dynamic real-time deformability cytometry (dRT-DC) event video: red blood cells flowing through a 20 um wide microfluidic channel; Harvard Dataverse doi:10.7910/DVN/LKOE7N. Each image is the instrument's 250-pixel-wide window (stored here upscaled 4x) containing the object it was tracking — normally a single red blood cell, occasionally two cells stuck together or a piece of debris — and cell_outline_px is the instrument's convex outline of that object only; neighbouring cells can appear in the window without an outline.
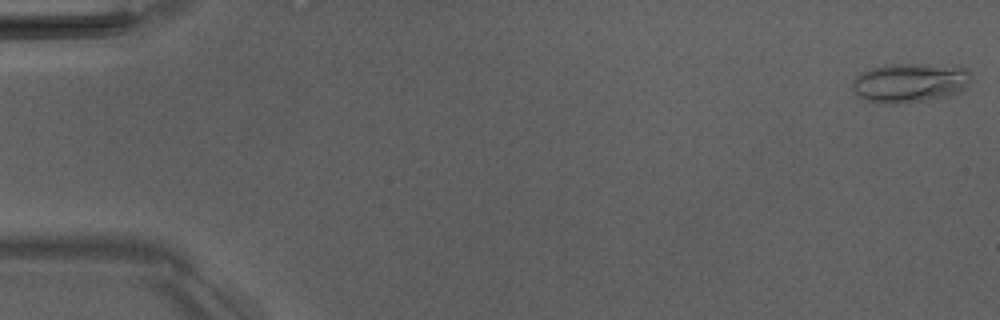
{"species": "Egyptian fruit bat (a non-hibernating species)", "species_latin": "Rousettus aegyptiacus", "temperature_condition": "room temperature", "stored_images_in_passage": 6, "camera_frame_rate_fps": 3000, "um_per_image_px": 0.085, "animal": {"sex": "male"}, "frame": {"image": 1, "passage_image": 1, "time_ms": 0.0, "image_size_px": [1000, 320], "cell_outline_px": [[972, 80], [960, 92], [952, 96], [896, 104], [876, 104], [852, 92], [852, 80], [860, 72], [884, 64], [960, 64], [968, 68], [972, 72]], "centroid_in_image_um": [77.41, 7.01], "position_along_channel_um": 7.6, "area_um2": 28.21}}